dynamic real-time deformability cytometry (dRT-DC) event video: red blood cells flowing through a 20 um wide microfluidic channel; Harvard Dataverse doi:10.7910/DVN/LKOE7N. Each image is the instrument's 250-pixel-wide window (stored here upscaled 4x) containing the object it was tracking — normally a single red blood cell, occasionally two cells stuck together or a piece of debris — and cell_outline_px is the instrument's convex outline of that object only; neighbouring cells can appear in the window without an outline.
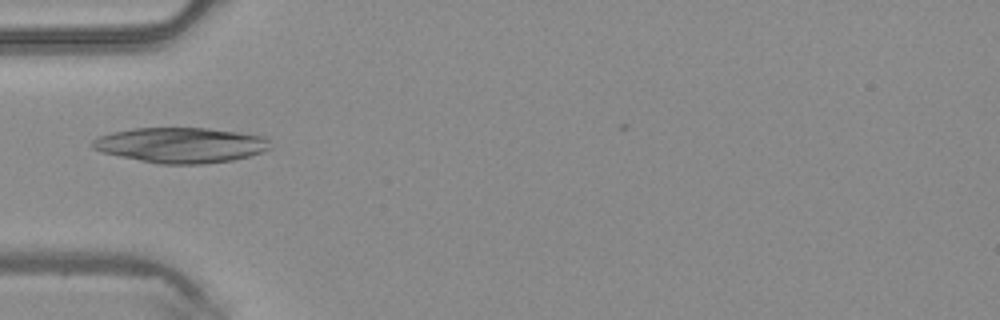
{"species": "common noctule bat (a hibernating species)", "species_latin": "Nyctalus noctula", "temperature_condition": "warm", "stored_images_in_passage": 27, "camera_frame_rate_fps": 3000, "um_per_image_px": 0.085, "animal": {"sex": "male", "body_mass_g": 20.4}, "frame": {"image": 1, "passage_image": 1, "time_ms": 0.0, "image_size_px": [1000, 320], "cell_outline_px": [[272, 148], [248, 156], [232, 160], [204, 164], [160, 164], [100, 152], [92, 148], [92, 140], [100, 136], [112, 132], [136, 128], [208, 128], [264, 136], [268, 140]], "centroid_in_image_um": [15.36, 12.33], "position_along_channel_um": 69.6, "area_um2": 36.41}}
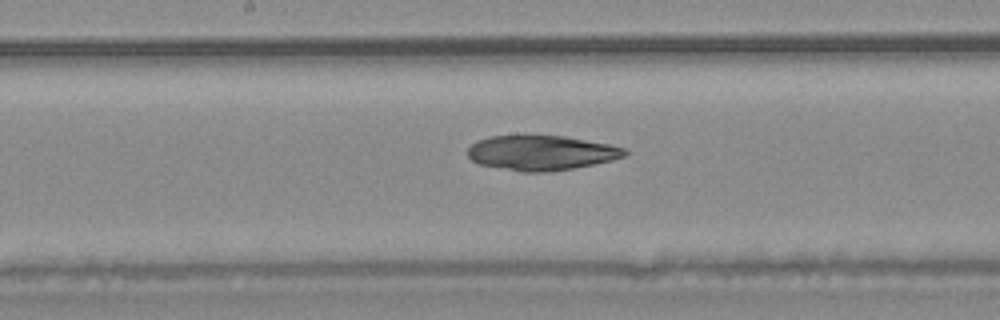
{"frame": {"image": 2, "passage_image": 10, "time_ms": 3.0, "image_size_px": [1000, 320], "cell_outline_px": [[628, 152], [624, 156], [612, 160], [552, 172], [520, 172], [476, 164], [468, 156], [468, 148], [476, 140], [492, 136], [564, 136], [608, 144], [628, 148]], "centroid_in_image_um": [45.99, 13.0], "position_along_channel_um": 202.2, "area_um2": 31.91}}
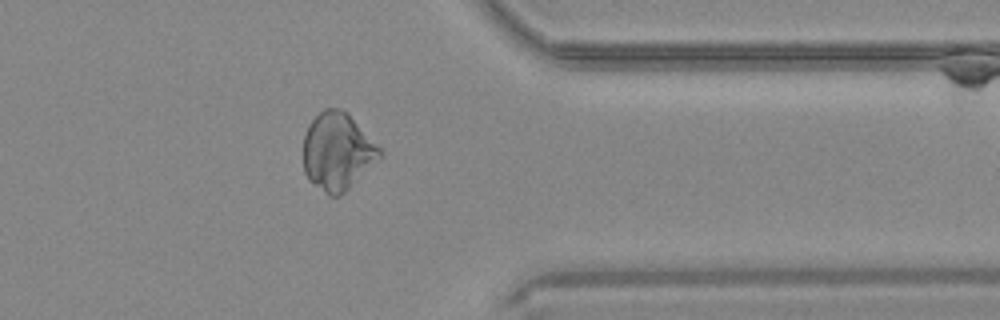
{"frame": {"image": 3, "passage_image": 23, "time_ms": 7.333, "image_size_px": [1000, 320], "cell_outline_px": [[384, 152], [340, 196], [328, 196], [312, 184], [308, 180], [304, 172], [304, 136], [308, 124], [324, 108], [336, 108], [348, 112]], "centroid_in_image_um": [28.65, 12.87], "position_along_channel_um": 382.8, "area_um2": 34.22}}